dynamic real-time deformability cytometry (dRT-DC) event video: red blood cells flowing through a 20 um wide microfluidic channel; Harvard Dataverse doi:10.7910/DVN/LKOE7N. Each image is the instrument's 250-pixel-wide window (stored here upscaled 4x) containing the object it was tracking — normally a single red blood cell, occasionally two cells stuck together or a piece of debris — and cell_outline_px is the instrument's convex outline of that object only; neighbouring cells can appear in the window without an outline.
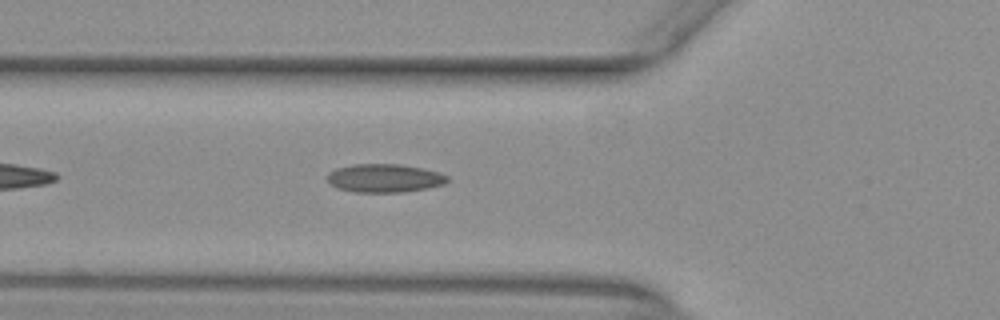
{"species": "common noctule bat (a hibernating species)", "species_latin": "Nyctalus noctula", "temperature_condition": "warm", "stored_images_in_passage": 38, "camera_frame_rate_fps": 3000, "um_per_image_px": 0.085, "animal": {"sex": "female", "body_mass_g": 29.2, "forearm_length_mm": 56.3}, "frame": {"image": 1, "passage_image": 6, "time_ms": 1.667, "image_size_px": [1000, 320], "cell_outline_px": [[448, 180], [444, 184], [428, 188], [404, 192], [356, 192], [336, 188], [328, 180], [328, 172], [336, 168], [352, 164], [400, 164], [420, 168], [436, 172], [448, 176]], "centroid_in_image_um": [32.66, 15.14], "position_along_channel_um": 93.1, "area_um2": 19.77}}
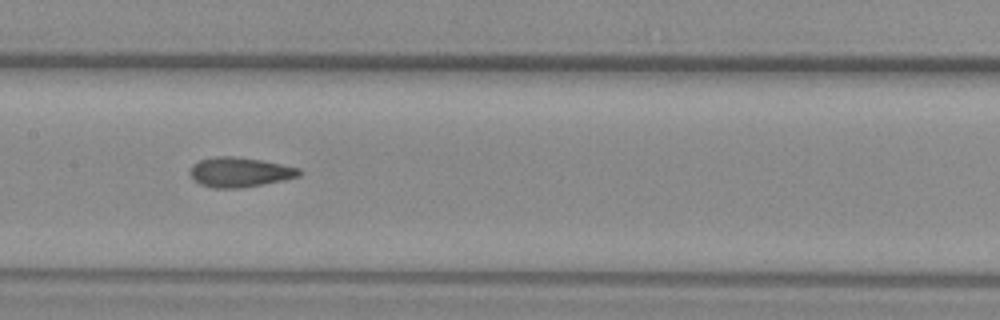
{"frame": {"image": 2, "passage_image": 13, "time_ms": 4.0, "image_size_px": [1000, 320], "cell_outline_px": [[300, 176], [240, 188], [212, 188], [200, 184], [188, 172], [192, 164], [200, 160], [216, 156], [232, 156], [260, 160], [300, 168]], "centroid_in_image_um": [20.32, 14.63], "position_along_channel_um": 187.1, "area_um2": 18.61}}
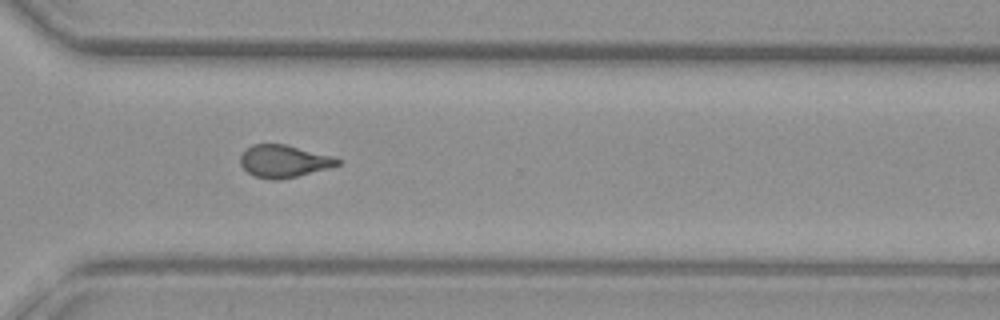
{"frame": {"image": 3, "passage_image": 25, "time_ms": 8.0, "image_size_px": [1000, 320], "cell_outline_px": [[340, 164], [328, 168], [280, 180], [272, 180], [256, 176], [248, 172], [240, 164], [240, 156], [252, 144], [284, 144], [332, 156], [340, 160]], "centroid_in_image_um": [24.11, 13.7], "position_along_channel_um": 346.5, "area_um2": 18.03}, "authors_computed_cell_mechanics": {"area_um2": 18.5538, "velocity_mm_per_s": 4.0067, "shape_relaxation_time_tau1_ms": null, "shape_relaxation_time_tau2_ms": 1.6823, "deformation_change_tau1": null, "deformation_change_tau2": 0.0879}}